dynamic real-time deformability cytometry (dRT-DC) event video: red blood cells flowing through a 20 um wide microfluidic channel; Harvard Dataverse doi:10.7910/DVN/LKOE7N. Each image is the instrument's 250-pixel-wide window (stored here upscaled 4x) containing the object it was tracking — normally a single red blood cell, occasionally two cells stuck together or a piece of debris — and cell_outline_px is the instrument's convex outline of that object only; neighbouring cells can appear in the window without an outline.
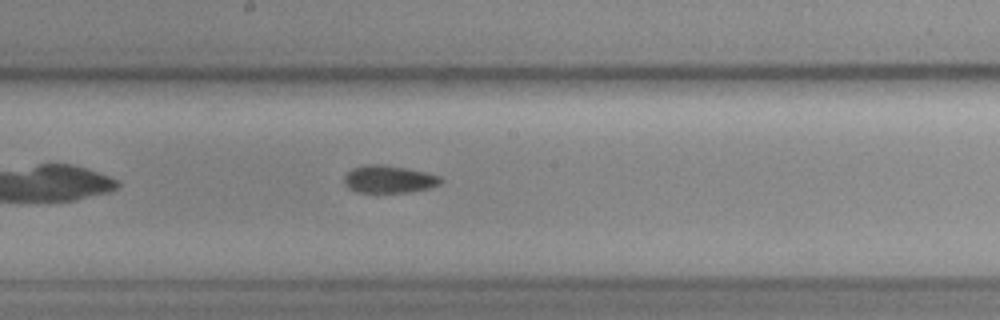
{"species": "common noctule bat (a hibernating species)", "species_latin": "Nyctalus noctula", "temperature_condition": "cold", "stored_images_in_passage": 7, "camera_frame_rate_fps": 3000, "um_per_image_px": 0.085, "animal": {"sex": "female", "body_mass_g": 19.3, "forearm_length_mm": 54.1}, "frame": {"image": 1, "passage_image": 7, "time_ms": 7.333, "image_size_px": [1000, 320], "cell_outline_px": [[444, 180], [440, 184], [432, 188], [412, 192], [356, 192], [348, 188], [344, 180], [344, 176], [352, 168], [364, 164], [380, 164], [404, 168], [424, 172], [440, 176]], "centroid_in_image_um": [33.07, 15.24], "position_along_channel_um": 215.1, "area_um2": 15.55}}